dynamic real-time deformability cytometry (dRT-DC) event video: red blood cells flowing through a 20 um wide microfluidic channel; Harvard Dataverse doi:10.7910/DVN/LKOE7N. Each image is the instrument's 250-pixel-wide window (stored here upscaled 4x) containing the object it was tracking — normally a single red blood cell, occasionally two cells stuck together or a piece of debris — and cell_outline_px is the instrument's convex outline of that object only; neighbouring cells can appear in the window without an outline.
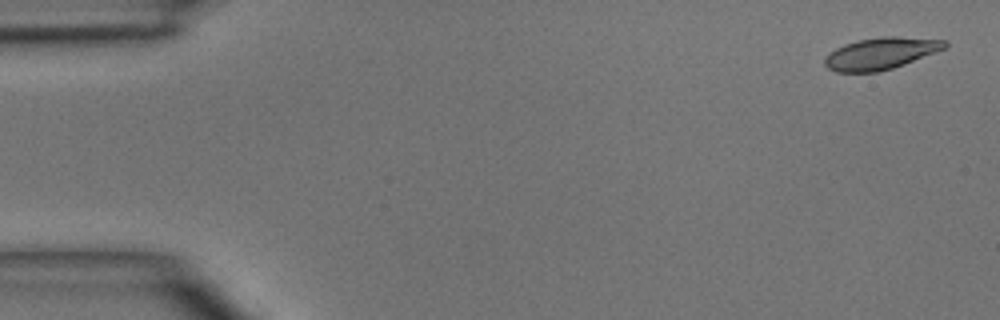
{"species": "common noctule bat (a hibernating species)", "species_latin": "Nyctalus noctula", "temperature_condition": "room temperature", "stored_images_in_passage": 4, "camera_frame_rate_fps": 3000, "um_per_image_px": 0.085, "animal": {"sex": "male", "body_mass_g": 15.6}, "frame": {"image": 1, "passage_image": 1, "time_ms": 0.0, "image_size_px": [1000, 320], "cell_outline_px": [[948, 48], [904, 64], [880, 72], [836, 72], [828, 68], [824, 64], [824, 60], [836, 48], [844, 44], [856, 40], [880, 36], [896, 36], [948, 40]], "centroid_in_image_um": [74.92, 4.53], "position_along_channel_um": 10.1, "area_um2": 22.43}}
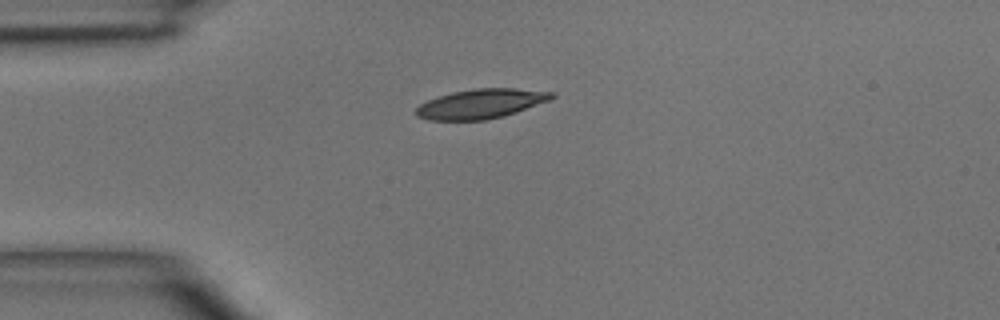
{"frame": {"image": 2, "passage_image": 4, "time_ms": 3.333, "image_size_px": [1000, 320], "cell_outline_px": [[556, 96], [552, 100], [504, 116], [484, 120], [428, 120], [416, 116], [416, 108], [420, 104], [436, 96], [452, 92], [476, 88], [516, 88], [556, 92]], "centroid_in_image_um": [40.92, 8.81], "position_along_channel_um": 44.1, "area_um2": 23.58}}